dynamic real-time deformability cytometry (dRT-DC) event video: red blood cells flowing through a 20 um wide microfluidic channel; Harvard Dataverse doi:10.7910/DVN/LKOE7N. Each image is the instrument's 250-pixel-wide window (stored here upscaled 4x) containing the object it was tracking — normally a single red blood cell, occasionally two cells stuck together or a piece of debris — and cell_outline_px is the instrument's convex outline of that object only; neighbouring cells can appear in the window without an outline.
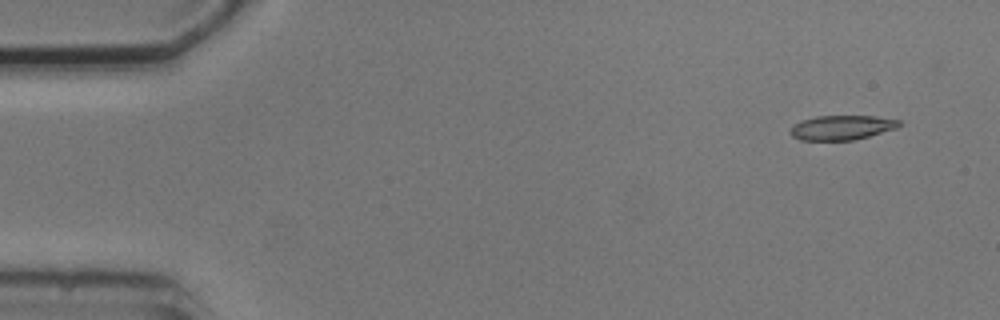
{"species": "common noctule bat (a hibernating species)", "species_latin": "Nyctalus noctula", "temperature_condition": "cold", "stored_images_in_passage": 3, "camera_frame_rate_fps": 3000, "um_per_image_px": 0.085, "animal": {"sex": "male", "body_mass_g": 20.5, "forearm_length_mm": 52.5}, "frame": {"image": 1, "passage_image": 1, "time_ms": 0.0, "image_size_px": [1000, 320], "cell_outline_px": [[900, 124], [896, 128], [868, 136], [852, 140], [800, 140], [792, 136], [788, 132], [800, 120], [816, 116], [876, 116], [900, 120]], "centroid_in_image_um": [71.52, 10.84], "position_along_channel_um": 13.5, "area_um2": 15.43}}